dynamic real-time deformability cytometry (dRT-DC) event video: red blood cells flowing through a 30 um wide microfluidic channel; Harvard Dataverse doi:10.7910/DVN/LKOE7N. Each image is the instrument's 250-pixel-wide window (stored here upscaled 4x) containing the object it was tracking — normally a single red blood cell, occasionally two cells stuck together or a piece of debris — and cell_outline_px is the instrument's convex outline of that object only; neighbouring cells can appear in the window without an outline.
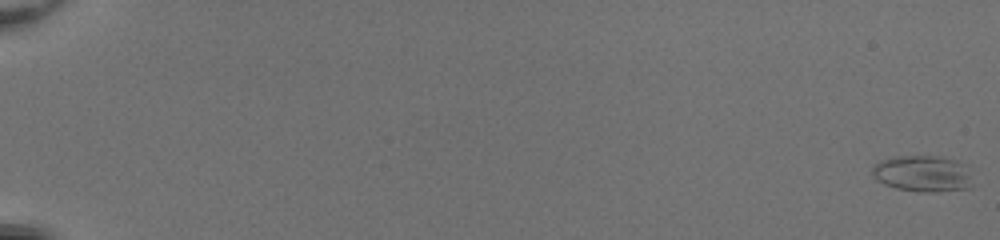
{"species": "common noctule bat (a hibernating species)", "species_latin": "Nyctalus noctula", "temperature_condition": "room temperature", "stored_images_in_passage": 54, "camera_frame_rate_fps": 3000, "um_per_image_px": 0.085, "animal": {"sex": "female", "body_mass_g": 20.0, "forearm_length_mm": 54.0}, "frame": {"image": 1, "passage_image": 1, "time_ms": 0.0, "image_size_px": [1000, 240], "cell_outline_px": [[972, 188], [936, 192], [920, 192], [896, 188], [884, 184], [876, 180], [872, 176], [872, 164], [880, 160], [896, 156], [936, 156], [956, 160], [968, 164]], "centroid_in_image_um": [78.43, 14.76], "position_along_channel_um": 6.6, "area_um2": 21.68}}
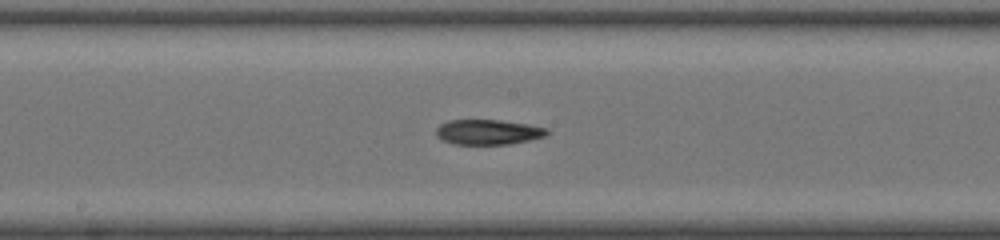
{"frame": {"image": 2, "passage_image": 32, "time_ms": 10.333, "image_size_px": [1000, 240], "cell_outline_px": [[552, 132], [544, 136], [528, 140], [508, 144], [452, 144], [440, 140], [436, 136], [436, 128], [440, 124], [448, 120], [500, 120], [528, 124], [548, 128]], "centroid_in_image_um": [41.47, 11.22], "position_along_channel_um": 206.7, "area_um2": 16.36}}
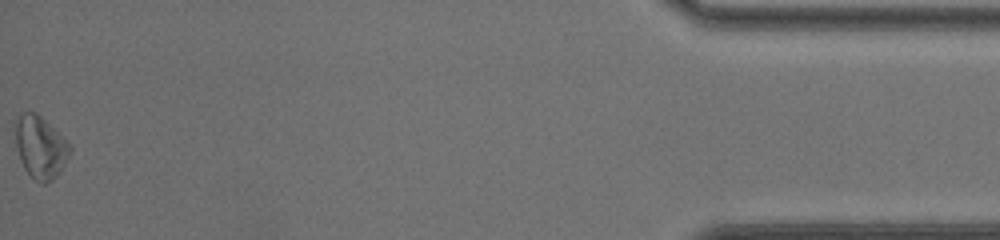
{"frame": {"image": 3, "passage_image": 54, "time_ms": 17.667, "image_size_px": [1000, 240], "cell_outline_px": [[72, 152], [60, 172], [52, 180], [44, 184], [40, 184], [24, 168], [20, 160], [16, 144], [16, 120], [20, 112], [36, 112], [72, 148]], "centroid_in_image_um": [3.43, 12.54], "position_along_channel_um": 431.8, "area_um2": 19.42}, "authors_computed_cell_mechanics": {"area_um2": 17.918, "velocity_mm_per_s": 4.1601, "shape_relaxation_time_tau1_ms": null, "shape_relaxation_time_tau2_ms": 6.1234, "deformation_change_tau1": null, "deformation_change_tau2": 0.1665}}